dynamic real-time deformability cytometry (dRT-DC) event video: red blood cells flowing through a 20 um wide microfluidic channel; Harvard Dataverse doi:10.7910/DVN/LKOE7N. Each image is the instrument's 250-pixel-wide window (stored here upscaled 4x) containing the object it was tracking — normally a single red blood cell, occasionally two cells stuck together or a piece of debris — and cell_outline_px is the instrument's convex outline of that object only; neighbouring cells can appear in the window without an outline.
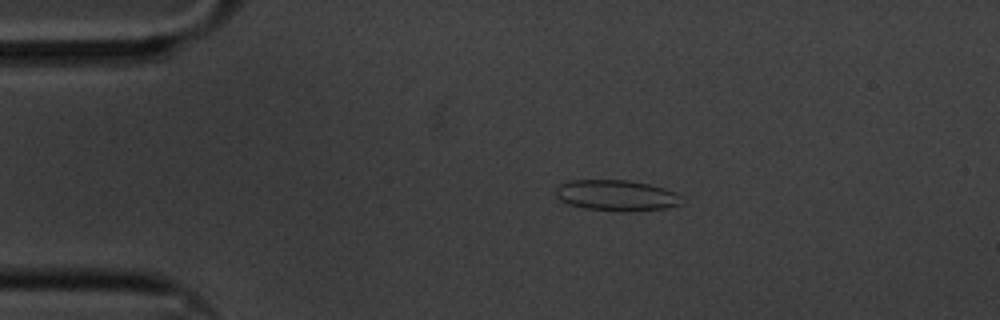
{"species": "common noctule bat (a hibernating species)", "species_latin": "Nyctalus noctula", "temperature_condition": "cold", "stored_images_in_passage": 49, "camera_frame_rate_fps": 3000, "um_per_image_px": 0.085, "animal": {"sex": "male", "body_mass_g": 20.1, "forearm_length_mm": 53.5}, "frame": {"image": 1, "passage_image": 1, "time_ms": 0.0, "image_size_px": [1000, 320], "cell_outline_px": [[684, 204], [668, 208], [632, 212], [624, 212], [584, 208], [568, 204], [560, 200], [556, 196], [556, 188], [560, 184], [572, 180], [628, 180], [648, 184], [664, 188], [676, 192], [680, 196]], "centroid_in_image_um": [52.44, 16.62], "position_along_channel_um": 32.6, "area_um2": 22.95}}
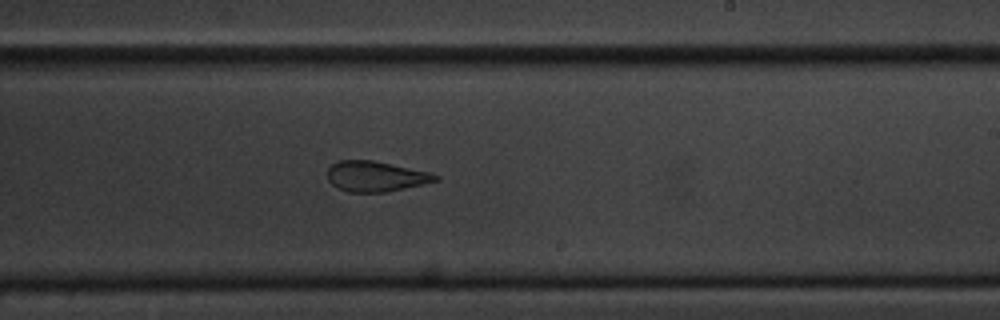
{"frame": {"image": 2, "passage_image": 25, "time_ms": 8.0, "image_size_px": [1000, 320], "cell_outline_px": [[440, 180], [424, 184], [384, 192], [348, 192], [336, 188], [328, 180], [328, 168], [332, 164], [340, 160], [372, 160], [432, 172], [440, 176]], "centroid_in_image_um": [31.96, 14.99], "position_along_channel_um": 257.0, "area_um2": 19.25}}
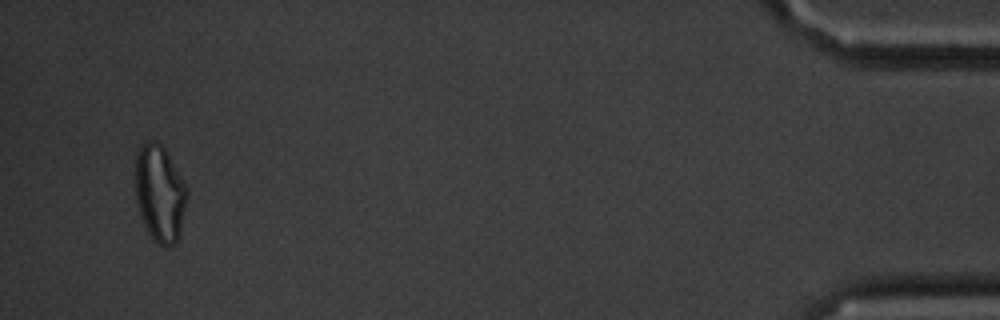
{"frame": {"image": 3, "passage_image": 47, "time_ms": 15.333, "image_size_px": [1000, 320], "cell_outline_px": [[188, 200], [180, 236], [176, 244], [168, 248], [164, 248], [152, 240], [144, 224], [136, 204], [136, 152], [140, 144], [144, 140], [156, 140], [164, 148], [188, 188]], "centroid_in_image_um": [13.6, 16.48], "position_along_channel_um": 421.6, "area_um2": 29.88}, "authors_computed_cell_mechanics": {"area_um2": 20.8658, "velocity_mm_per_s": 3.3169, "shape_relaxation_time_tau1_ms": null, "shape_relaxation_time_tau2_ms": 2.5969, "deformation_change_tau1": null, "deformation_change_tau2": 0.0801}}